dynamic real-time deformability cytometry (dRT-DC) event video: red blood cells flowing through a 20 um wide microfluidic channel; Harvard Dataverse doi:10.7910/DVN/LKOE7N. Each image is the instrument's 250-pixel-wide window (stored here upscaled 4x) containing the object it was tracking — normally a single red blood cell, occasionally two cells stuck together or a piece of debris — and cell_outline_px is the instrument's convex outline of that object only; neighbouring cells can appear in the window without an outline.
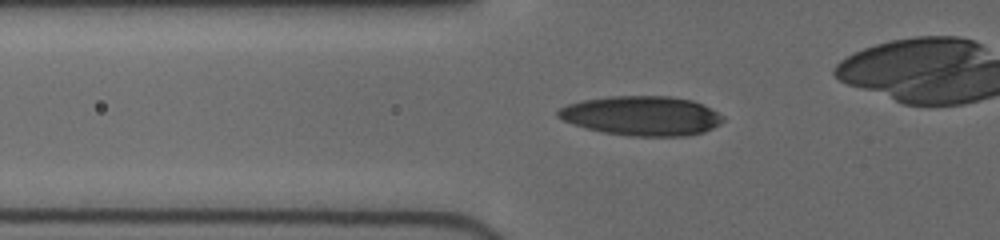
{"species": "human", "species_latin": "Homo sapiens", "temperature_condition": "cold", "stored_images_in_passage": 20, "camera_frame_rate_fps": 3000, "um_per_image_px": 0.085, "donor": {"sex": "female"}, "frame": {"image": 1, "passage_image": 2, "time_ms": 0.667, "image_size_px": [1000, 240], "cell_outline_px": [[724, 120], [720, 124], [704, 132], [684, 136], [628, 136], [604, 132], [572, 124], [556, 116], [556, 112], [560, 108], [568, 104], [584, 100], [612, 96], [668, 96], [692, 100], [724, 116]], "centroid_in_image_um": [54.54, 9.85], "position_along_channel_um": 71.3, "area_um2": 37.69}}
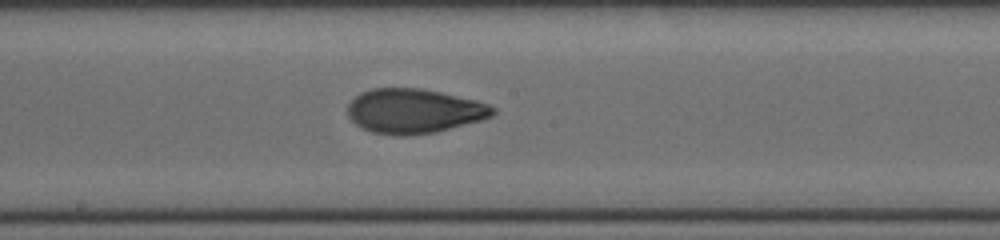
{"frame": {"image": 2, "passage_image": 11, "time_ms": 4.333, "image_size_px": [1000, 240], "cell_outline_px": [[496, 112], [492, 116], [480, 120], [436, 132], [408, 136], [396, 136], [372, 132], [360, 128], [348, 116], [348, 104], [360, 92], [372, 88], [420, 88], [440, 92], [476, 100], [488, 104], [496, 108]], "centroid_in_image_um": [35.17, 9.44], "position_along_channel_um": 213.0, "area_um2": 37.8}}
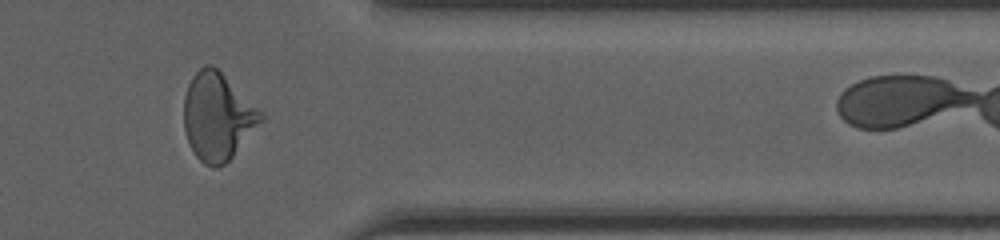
{"frame": {"image": 3, "passage_image": 19, "time_ms": 9.0, "image_size_px": [1000, 240], "cell_outline_px": [[264, 120], [232, 156], [224, 164], [216, 168], [212, 168], [204, 164], [196, 156], [188, 144], [184, 132], [184, 96], [188, 84], [192, 76], [200, 68], [208, 64], [212, 64], [264, 116]], "centroid_in_image_um": [18.44, 9.95], "position_along_channel_um": 393.0, "area_um2": 38.55}}